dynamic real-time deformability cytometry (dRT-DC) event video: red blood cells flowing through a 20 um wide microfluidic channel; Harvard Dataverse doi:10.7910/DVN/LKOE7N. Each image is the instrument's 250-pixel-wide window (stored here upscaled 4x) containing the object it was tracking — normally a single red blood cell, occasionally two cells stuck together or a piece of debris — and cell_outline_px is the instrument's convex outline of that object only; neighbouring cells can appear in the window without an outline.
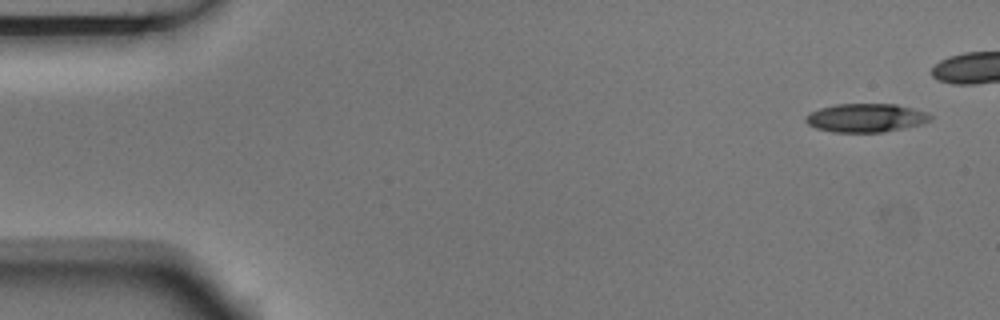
{"species": "Egyptian fruit bat (a non-hibernating species)", "species_latin": "Rousettus aegyptiacus", "temperature_condition": "room temperature", "stored_images_in_passage": 5, "camera_frame_rate_fps": 3000, "um_per_image_px": 0.085, "animal": {"sex": "male"}, "frame": {"image": 1, "passage_image": 1, "time_ms": 0.0, "image_size_px": [1000, 320], "cell_outline_px": [[932, 116], [928, 120], [920, 124], [904, 128], [884, 132], [832, 132], [816, 128], [808, 124], [804, 120], [804, 116], [820, 108], [836, 104], [896, 104], [928, 112]], "centroid_in_image_um": [73.58, 10.02], "position_along_channel_um": 11.4, "area_um2": 20.69}}